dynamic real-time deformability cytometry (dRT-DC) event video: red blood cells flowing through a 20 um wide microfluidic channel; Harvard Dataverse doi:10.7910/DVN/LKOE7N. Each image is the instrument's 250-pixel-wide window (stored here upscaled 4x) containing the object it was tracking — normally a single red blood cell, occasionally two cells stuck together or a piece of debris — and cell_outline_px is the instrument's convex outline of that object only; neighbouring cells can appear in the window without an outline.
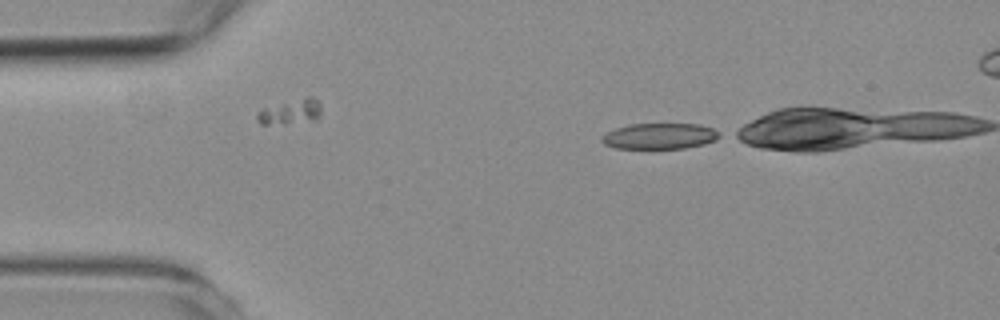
{"species": "common noctule bat (a hibernating species)", "species_latin": "Nyctalus noctula", "temperature_condition": "room temperature", "stored_images_in_passage": 12, "camera_frame_rate_fps": 3000, "um_per_image_px": 0.085, "animal": {"sex": "female", "body_mass_g": 19.3, "forearm_length_mm": 54.1}, "frame": {"image": 1, "passage_image": 12, "time_ms": 3.667, "image_size_px": [1000, 320], "cell_outline_px": [[724, 136], [716, 140], [704, 144], [684, 148], [616, 148], [604, 144], [600, 140], [600, 136], [616, 128], [628, 124], [700, 124], [712, 128], [720, 132]], "centroid_in_image_um": [56.1, 11.56], "position_along_channel_um": 28.9, "area_um2": 17.86}}